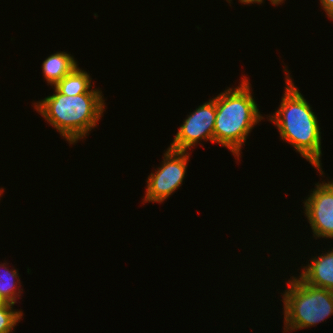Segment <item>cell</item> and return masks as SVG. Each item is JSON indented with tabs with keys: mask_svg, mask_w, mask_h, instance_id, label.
Listing matches in <instances>:
<instances>
[{
	"mask_svg": "<svg viewBox=\"0 0 333 333\" xmlns=\"http://www.w3.org/2000/svg\"><path fill=\"white\" fill-rule=\"evenodd\" d=\"M300 273V278L307 284L333 291V248L322 253L318 258L312 257Z\"/></svg>",
	"mask_w": 333,
	"mask_h": 333,
	"instance_id": "ba28073f",
	"label": "cell"
},
{
	"mask_svg": "<svg viewBox=\"0 0 333 333\" xmlns=\"http://www.w3.org/2000/svg\"><path fill=\"white\" fill-rule=\"evenodd\" d=\"M160 168L148 175L144 202H163L181 185L185 178L188 159L187 151L167 148Z\"/></svg>",
	"mask_w": 333,
	"mask_h": 333,
	"instance_id": "5b68a950",
	"label": "cell"
},
{
	"mask_svg": "<svg viewBox=\"0 0 333 333\" xmlns=\"http://www.w3.org/2000/svg\"><path fill=\"white\" fill-rule=\"evenodd\" d=\"M285 93L279 109L269 120L280 132V137L292 145L302 157L319 170L321 168V132L317 116L299 89L293 84L289 73L286 75Z\"/></svg>",
	"mask_w": 333,
	"mask_h": 333,
	"instance_id": "6da1fadb",
	"label": "cell"
},
{
	"mask_svg": "<svg viewBox=\"0 0 333 333\" xmlns=\"http://www.w3.org/2000/svg\"><path fill=\"white\" fill-rule=\"evenodd\" d=\"M216 118V97L210 99L185 119L175 134L169 148L179 151H187L195 147L198 141L210 140L214 142V126Z\"/></svg>",
	"mask_w": 333,
	"mask_h": 333,
	"instance_id": "8992f818",
	"label": "cell"
},
{
	"mask_svg": "<svg viewBox=\"0 0 333 333\" xmlns=\"http://www.w3.org/2000/svg\"><path fill=\"white\" fill-rule=\"evenodd\" d=\"M4 192V188L2 189H0V196L2 195V193Z\"/></svg>",
	"mask_w": 333,
	"mask_h": 333,
	"instance_id": "2e32d148",
	"label": "cell"
},
{
	"mask_svg": "<svg viewBox=\"0 0 333 333\" xmlns=\"http://www.w3.org/2000/svg\"><path fill=\"white\" fill-rule=\"evenodd\" d=\"M15 304L8 303L0 307V333H11L12 330L19 323L22 318L23 312L13 310Z\"/></svg>",
	"mask_w": 333,
	"mask_h": 333,
	"instance_id": "7c38bea8",
	"label": "cell"
},
{
	"mask_svg": "<svg viewBox=\"0 0 333 333\" xmlns=\"http://www.w3.org/2000/svg\"><path fill=\"white\" fill-rule=\"evenodd\" d=\"M70 55L66 52H56L43 61V76L52 87L78 66L74 57Z\"/></svg>",
	"mask_w": 333,
	"mask_h": 333,
	"instance_id": "9c48e42d",
	"label": "cell"
},
{
	"mask_svg": "<svg viewBox=\"0 0 333 333\" xmlns=\"http://www.w3.org/2000/svg\"><path fill=\"white\" fill-rule=\"evenodd\" d=\"M8 302L5 300V298L0 294V307L7 305Z\"/></svg>",
	"mask_w": 333,
	"mask_h": 333,
	"instance_id": "9a60e30c",
	"label": "cell"
},
{
	"mask_svg": "<svg viewBox=\"0 0 333 333\" xmlns=\"http://www.w3.org/2000/svg\"><path fill=\"white\" fill-rule=\"evenodd\" d=\"M53 89L55 93L36 102L35 109L70 144L85 139L105 111L102 93L66 96Z\"/></svg>",
	"mask_w": 333,
	"mask_h": 333,
	"instance_id": "7a4b0ae2",
	"label": "cell"
},
{
	"mask_svg": "<svg viewBox=\"0 0 333 333\" xmlns=\"http://www.w3.org/2000/svg\"><path fill=\"white\" fill-rule=\"evenodd\" d=\"M242 4H250V3H263L264 0H239ZM273 5L278 6V4L283 3L284 0H269Z\"/></svg>",
	"mask_w": 333,
	"mask_h": 333,
	"instance_id": "5bb4252c",
	"label": "cell"
},
{
	"mask_svg": "<svg viewBox=\"0 0 333 333\" xmlns=\"http://www.w3.org/2000/svg\"><path fill=\"white\" fill-rule=\"evenodd\" d=\"M86 71L80 69L78 66L54 87L66 96H73L83 93H102L99 89H90L91 78Z\"/></svg>",
	"mask_w": 333,
	"mask_h": 333,
	"instance_id": "30bf717a",
	"label": "cell"
},
{
	"mask_svg": "<svg viewBox=\"0 0 333 333\" xmlns=\"http://www.w3.org/2000/svg\"><path fill=\"white\" fill-rule=\"evenodd\" d=\"M320 3L326 12V15L333 20V0H320Z\"/></svg>",
	"mask_w": 333,
	"mask_h": 333,
	"instance_id": "4fadbf2b",
	"label": "cell"
},
{
	"mask_svg": "<svg viewBox=\"0 0 333 333\" xmlns=\"http://www.w3.org/2000/svg\"><path fill=\"white\" fill-rule=\"evenodd\" d=\"M316 188L304 202L305 216L314 237L333 239V185L317 183Z\"/></svg>",
	"mask_w": 333,
	"mask_h": 333,
	"instance_id": "52a82bcc",
	"label": "cell"
},
{
	"mask_svg": "<svg viewBox=\"0 0 333 333\" xmlns=\"http://www.w3.org/2000/svg\"><path fill=\"white\" fill-rule=\"evenodd\" d=\"M5 265L6 263L0 264L1 269L4 268L5 271L0 273V294L8 303L15 304L17 302V298L20 297L22 292V289L18 286L20 283L18 282L20 281L18 271L16 269L9 270Z\"/></svg>",
	"mask_w": 333,
	"mask_h": 333,
	"instance_id": "8fae6325",
	"label": "cell"
},
{
	"mask_svg": "<svg viewBox=\"0 0 333 333\" xmlns=\"http://www.w3.org/2000/svg\"><path fill=\"white\" fill-rule=\"evenodd\" d=\"M244 77L239 87L228 88L216 96L214 142L229 149L237 160L246 137L264 119Z\"/></svg>",
	"mask_w": 333,
	"mask_h": 333,
	"instance_id": "3957f363",
	"label": "cell"
},
{
	"mask_svg": "<svg viewBox=\"0 0 333 333\" xmlns=\"http://www.w3.org/2000/svg\"><path fill=\"white\" fill-rule=\"evenodd\" d=\"M287 284L282 301L284 331L316 326L333 315V291L311 286L294 276Z\"/></svg>",
	"mask_w": 333,
	"mask_h": 333,
	"instance_id": "277c9868",
	"label": "cell"
}]
</instances>
